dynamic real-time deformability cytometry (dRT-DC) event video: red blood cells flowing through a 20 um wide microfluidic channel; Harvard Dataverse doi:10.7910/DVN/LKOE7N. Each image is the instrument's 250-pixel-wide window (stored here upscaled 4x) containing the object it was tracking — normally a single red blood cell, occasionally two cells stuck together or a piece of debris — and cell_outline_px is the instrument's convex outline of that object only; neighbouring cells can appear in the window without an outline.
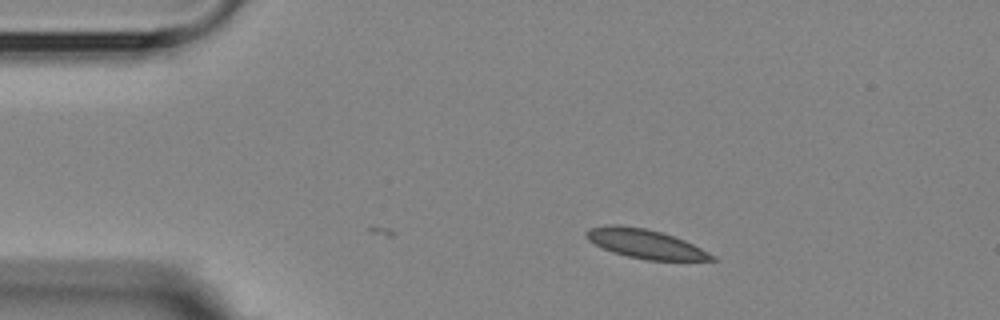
{"species": "Egyptian fruit bat (a non-hibernating species)", "species_latin": "Rousettus aegyptiacus", "temperature_condition": "room temperature", "stored_images_in_passage": 9, "camera_frame_rate_fps": 3000, "um_per_image_px": 0.085, "animal": {"sex": "female"}, "frame": {"image": 1, "passage_image": 1, "time_ms": 0.0, "image_size_px": [1000, 320], "cell_outline_px": [[720, 260], [644, 260], [612, 252], [588, 240], [584, 236], [584, 232], [588, 228], [608, 224], [620, 224], [644, 228], [660, 232], [684, 240], [716, 256]], "centroid_in_image_um": [54.81, 20.71], "position_along_channel_um": 30.2, "area_um2": 21.27}}
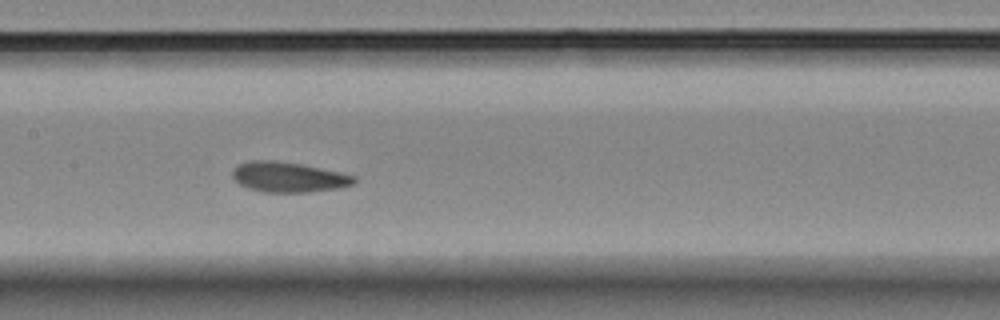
{"frame": {"image": 2, "passage_image": 6, "time_ms": 5.667, "image_size_px": [1000, 320], "cell_outline_px": [[356, 184], [336, 188], [308, 192], [264, 192], [248, 188], [240, 184], [232, 176], [232, 172], [240, 164], [252, 160], [276, 160], [300, 164], [340, 172], [356, 176]], "centroid_in_image_um": [24.54, 15.05], "position_along_channel_um": 182.9, "area_um2": 21.21}}
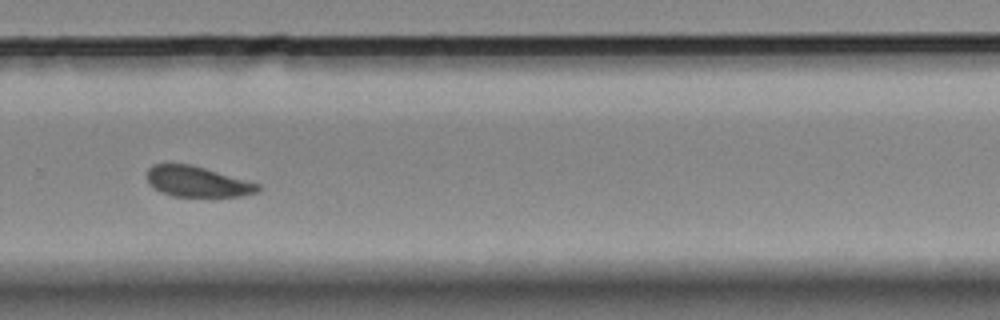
{"frame": {"image": 3, "passage_image": 9, "time_ms": 9.333, "image_size_px": [1000, 320], "cell_outline_px": [[260, 192], [244, 196], [172, 196], [160, 192], [148, 184], [148, 168], [152, 164], [188, 164], [204, 168], [260, 184]], "centroid_in_image_um": [16.77, 15.45], "position_along_channel_um": 313.0, "area_um2": 19.65}}